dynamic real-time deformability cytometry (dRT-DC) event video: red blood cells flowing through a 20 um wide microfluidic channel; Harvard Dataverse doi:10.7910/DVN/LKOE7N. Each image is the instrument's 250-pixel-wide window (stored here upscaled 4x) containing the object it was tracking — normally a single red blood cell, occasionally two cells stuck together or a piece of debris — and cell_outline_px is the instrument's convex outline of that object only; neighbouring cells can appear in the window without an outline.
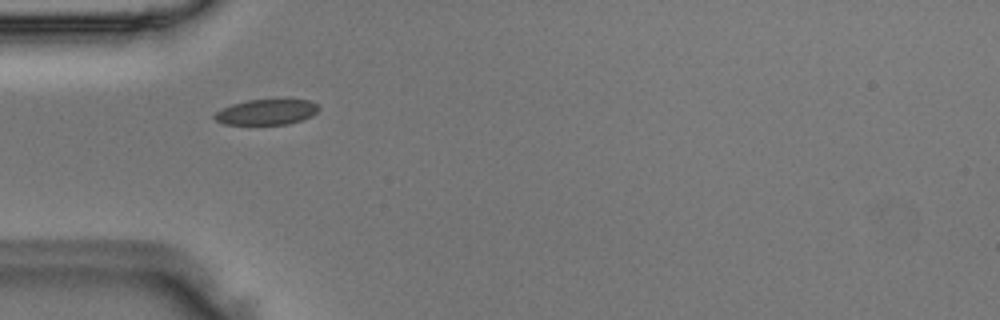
{"species": "Egyptian fruit bat (a non-hibernating species)", "species_latin": "Rousettus aegyptiacus", "temperature_condition": "room temperature", "stored_images_in_passage": 5, "camera_frame_rate_fps": 3000, "um_per_image_px": 0.085, "animal": {"sex": "male"}, "frame": {"image": 1, "passage_image": 3, "time_ms": 0.667, "image_size_px": [1000, 320], "cell_outline_px": [[320, 108], [312, 116], [288, 124], [224, 124], [216, 120], [212, 116], [220, 108], [232, 104], [248, 100], [308, 100], [316, 104]], "centroid_in_image_um": [22.62, 9.52], "position_along_channel_um": 62.4, "area_um2": 15.32}}
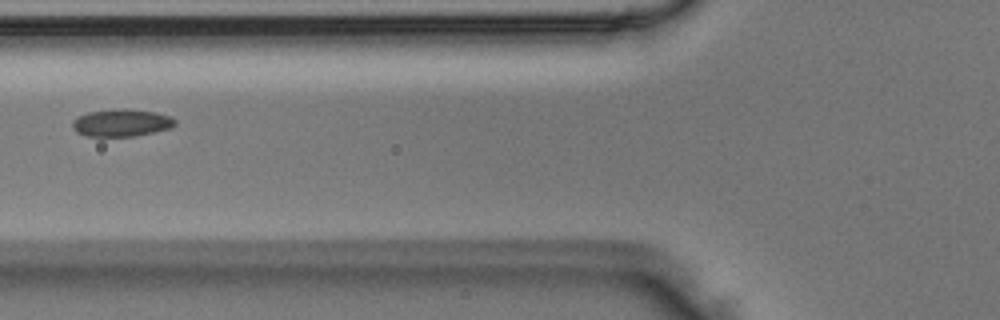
{"frame": {"image": 2, "passage_image": 4, "time_ms": 1.0, "image_size_px": [1000, 320], "cell_outline_px": [[176, 124], [172, 128], [132, 136], [84, 136], [76, 132], [72, 128], [72, 120], [88, 112], [120, 108], [124, 108], [156, 112], [172, 116], [176, 120]], "centroid_in_image_um": [10.34, 10.43], "position_along_channel_um": 115.5, "area_um2": 16.47}}